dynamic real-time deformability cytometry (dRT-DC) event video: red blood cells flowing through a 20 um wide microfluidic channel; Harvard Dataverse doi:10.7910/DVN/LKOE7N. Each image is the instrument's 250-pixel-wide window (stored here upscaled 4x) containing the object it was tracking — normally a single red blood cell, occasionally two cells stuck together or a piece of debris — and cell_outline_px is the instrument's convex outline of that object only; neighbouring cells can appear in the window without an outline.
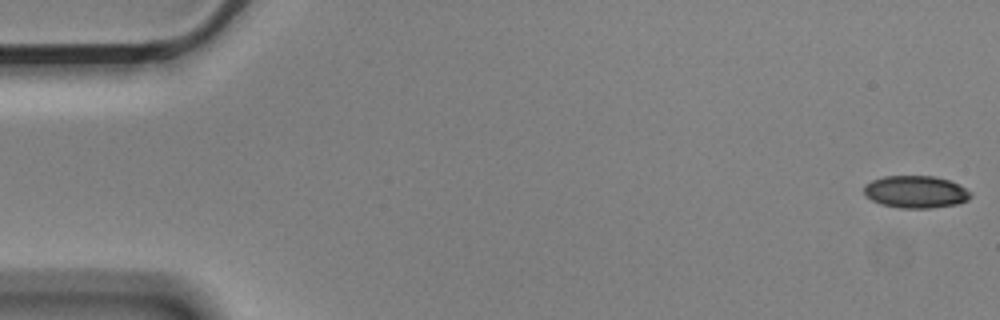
{"species": "Egyptian fruit bat (a non-hibernating species)", "species_latin": "Rousettus aegyptiacus", "temperature_condition": "cold", "stored_images_in_passage": 6, "camera_frame_rate_fps": 3000, "um_per_image_px": 0.085, "animal": {"sex": "male"}, "frame": {"image": 1, "passage_image": 1, "time_ms": 0.0, "image_size_px": [1000, 320], "cell_outline_px": [[972, 196], [968, 200], [956, 204], [928, 208], [900, 208], [880, 204], [864, 196], [864, 184], [872, 180], [884, 176], [936, 176], [960, 184], [972, 192]], "centroid_in_image_um": [77.84, 16.3], "position_along_channel_um": 7.2, "area_um2": 20.29}}